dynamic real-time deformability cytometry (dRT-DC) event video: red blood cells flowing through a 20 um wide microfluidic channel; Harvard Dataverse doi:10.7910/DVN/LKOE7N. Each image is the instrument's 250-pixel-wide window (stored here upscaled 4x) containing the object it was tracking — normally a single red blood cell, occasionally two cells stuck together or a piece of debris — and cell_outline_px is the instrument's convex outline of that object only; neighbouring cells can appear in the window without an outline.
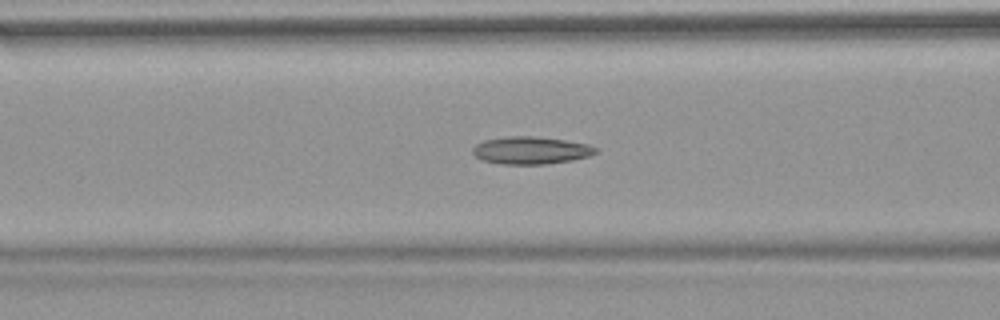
{"species": "common noctule bat (a hibernating species)", "species_latin": "Nyctalus noctula", "temperature_condition": "warm", "stored_images_in_passage": 52, "camera_frame_rate_fps": 3000, "um_per_image_px": 0.085, "animal": {"sex": "female", "body_mass_g": 18.4}, "frame": {"image": 1, "passage_image": 20, "time_ms": 6.333, "image_size_px": [1000, 320], "cell_outline_px": [[596, 152], [588, 156], [572, 160], [544, 164], [500, 164], [480, 160], [472, 152], [472, 148], [476, 144], [484, 140], [508, 136], [532, 136], [564, 140], [588, 144], [596, 148]], "centroid_in_image_um": [45.07, 12.78], "position_along_channel_um": 121.5, "area_um2": 19.59}}
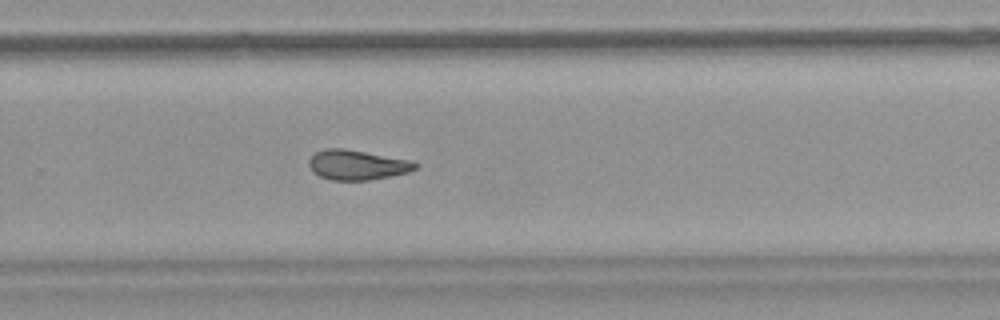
{"frame": {"image": 2, "passage_image": 34, "time_ms": 11.0, "image_size_px": [1000, 320], "cell_outline_px": [[420, 164], [416, 168], [408, 172], [392, 176], [368, 180], [332, 180], [320, 176], [312, 172], [308, 164], [308, 160], [316, 152], [324, 148], [344, 148], [408, 160]], "centroid_in_image_um": [30.32, 14.02], "position_along_channel_um": 299.5, "area_um2": 18.44}}
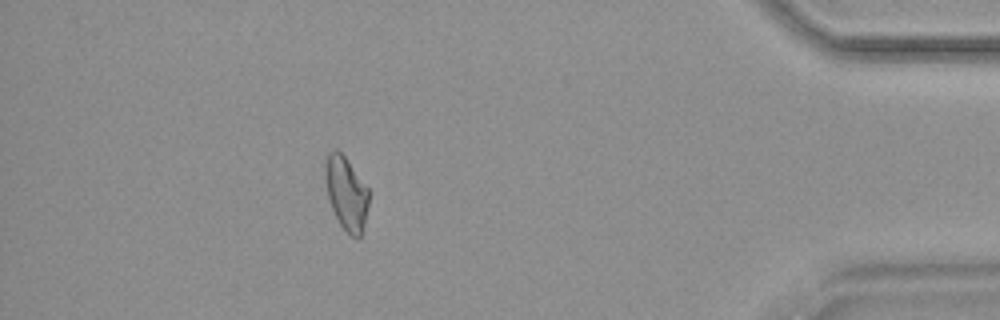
{"frame": {"image": 3, "passage_image": 46, "time_ms": 15.0, "image_size_px": [1000, 320], "cell_outline_px": [[368, 204], [364, 224], [360, 236], [356, 240], [340, 224], [332, 208], [328, 196], [324, 180], [324, 164], [328, 152], [332, 148], [336, 148], [344, 156], [368, 188]], "centroid_in_image_um": [29.4, 16.38], "position_along_channel_um": 405.8, "area_um2": 18.5}, "authors_computed_cell_mechanics": {"area_um2": 19.2185, "velocity_mm_per_s": 3.8259, "shape_relaxation_time_tau1_ms": null, "shape_relaxation_time_tau2_ms": 3.7978, "deformation_change_tau1": null, "deformation_change_tau2": 0.1243}}